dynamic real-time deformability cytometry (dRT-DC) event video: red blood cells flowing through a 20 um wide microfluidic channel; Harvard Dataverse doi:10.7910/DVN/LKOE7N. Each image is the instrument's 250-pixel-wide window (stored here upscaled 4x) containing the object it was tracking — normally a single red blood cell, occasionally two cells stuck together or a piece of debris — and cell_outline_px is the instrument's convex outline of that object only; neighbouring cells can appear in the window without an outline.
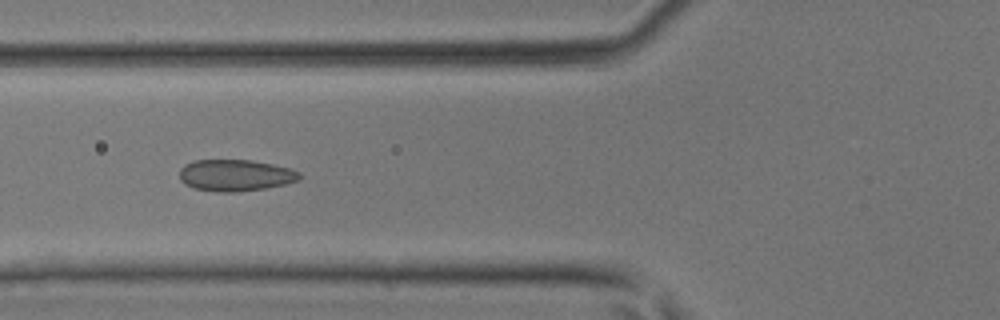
{"species": "common noctule bat (a hibernating species)", "species_latin": "Nyctalus noctula", "temperature_condition": "room temperature", "stored_images_in_passage": 45, "camera_frame_rate_fps": 3000, "um_per_image_px": 0.085, "animal": {"sex": "male", "body_mass_g": 17.9, "forearm_length_mm": 54.2}, "frame": {"image": 1, "passage_image": 18, "time_ms": 5.667, "image_size_px": [1000, 320], "cell_outline_px": [[300, 180], [284, 184], [264, 188], [236, 192], [220, 192], [192, 188], [184, 184], [180, 180], [180, 168], [184, 164], [196, 160], [252, 160], [272, 164], [288, 168], [300, 172]], "centroid_in_image_um": [19.98, 14.9], "position_along_channel_um": 105.8, "area_um2": 22.08}}
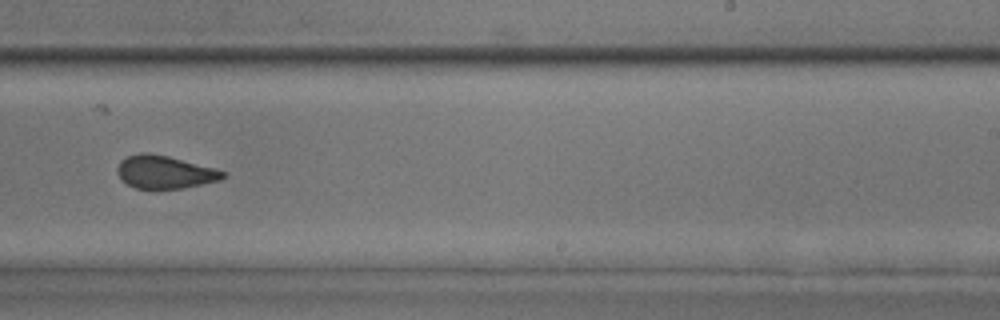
{"frame": {"image": 2, "passage_image": 29, "time_ms": 9.333, "image_size_px": [1000, 320], "cell_outline_px": [[224, 176], [220, 180], [180, 188], [136, 188], [128, 184], [116, 172], [116, 168], [120, 160], [128, 156], [140, 152], [148, 152], [168, 156], [216, 168], [224, 172]], "centroid_in_image_um": [13.97, 14.6], "position_along_channel_um": 275.0, "area_um2": 20.0}}
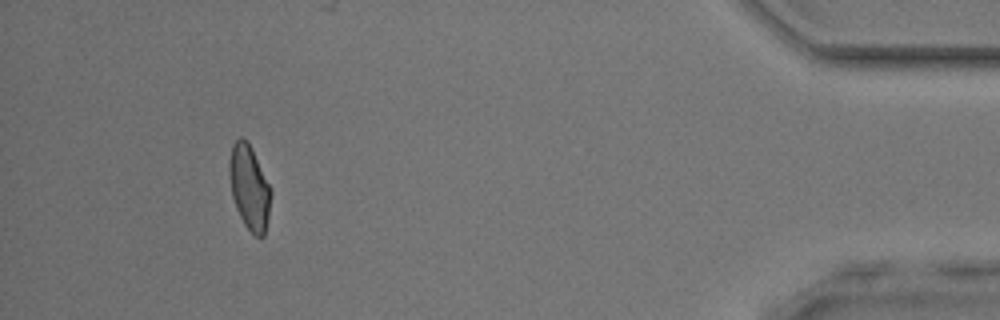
{"frame": {"image": 3, "passage_image": 42, "time_ms": 13.667, "image_size_px": [1000, 320], "cell_outline_px": [[272, 192], [268, 216], [264, 236], [256, 236], [244, 224], [236, 208], [232, 196], [228, 172], [228, 164], [232, 144], [240, 136], [244, 136], [248, 140], [272, 188]], "centroid_in_image_um": [21.19, 15.86], "position_along_channel_um": 414.0, "area_um2": 20.75}}